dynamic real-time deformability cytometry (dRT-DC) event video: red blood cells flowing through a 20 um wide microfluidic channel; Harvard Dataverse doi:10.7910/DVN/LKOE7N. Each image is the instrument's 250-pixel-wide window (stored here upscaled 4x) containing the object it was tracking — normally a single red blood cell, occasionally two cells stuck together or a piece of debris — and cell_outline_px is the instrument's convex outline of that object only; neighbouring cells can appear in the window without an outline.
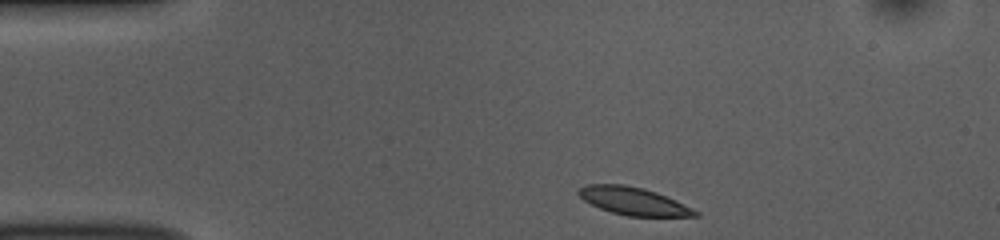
{"species": "common noctule bat (a hibernating species)", "species_latin": "Nyctalus noctula", "temperature_condition": "room temperature", "stored_images_in_passage": 44, "camera_frame_rate_fps": 3000, "um_per_image_px": 0.085, "animal": {"sex": "female", "body_mass_g": 10.0, "forearm_length_mm": 53.1}, "frame": {"image": 1, "passage_image": 1, "time_ms": 0.0, "image_size_px": [1000, 240], "cell_outline_px": [[700, 216], [628, 216], [612, 212], [600, 208], [584, 200], [576, 192], [580, 188], [588, 184], [624, 184], [644, 188], [656, 192], [692, 208], [700, 212]], "centroid_in_image_um": [53.84, 17.09], "position_along_channel_um": 31.2, "area_um2": 18.61}}
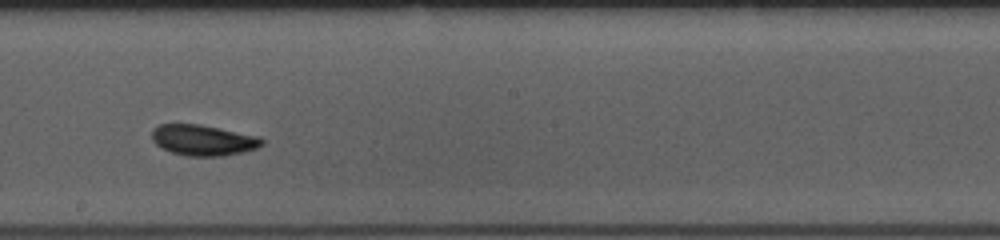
{"frame": {"image": 2, "passage_image": 21, "time_ms": 6.667, "image_size_px": [1000, 240], "cell_outline_px": [[264, 144], [256, 148], [244, 152], [220, 156], [188, 156], [172, 152], [160, 148], [152, 140], [152, 128], [160, 124], [200, 124], [260, 136], [264, 140]], "centroid_in_image_um": [17.27, 11.91], "position_along_channel_um": 230.9, "area_um2": 19.88}}
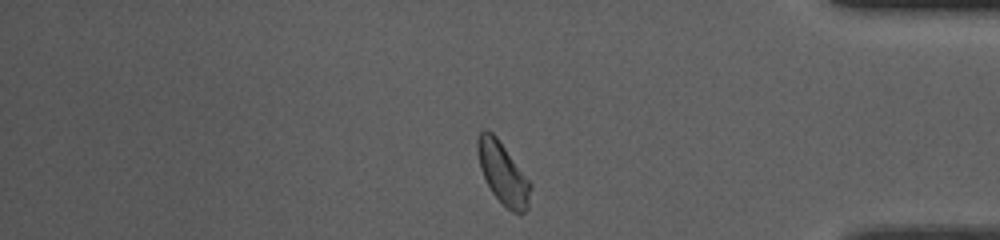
{"frame": {"image": 3, "passage_image": 36, "time_ms": 11.667, "image_size_px": [1000, 240], "cell_outline_px": [[532, 188], [528, 208], [520, 216], [512, 212], [492, 192], [480, 168], [476, 148], [476, 140], [480, 132], [484, 128], [488, 128], [496, 136], [532, 184]], "centroid_in_image_um": [42.75, 14.71], "position_along_channel_um": 392.4, "area_um2": 19.07}, "authors_computed_cell_mechanics": {"area_um2": 19.2185, "velocity_mm_per_s": 3.727, "shape_relaxation_time_tau1_ms": 5.3581, "shape_relaxation_time_tau2_ms": 2.2701, "deformation_change_tau1": 0.1115, "deformation_change_tau2": 0.0596}}